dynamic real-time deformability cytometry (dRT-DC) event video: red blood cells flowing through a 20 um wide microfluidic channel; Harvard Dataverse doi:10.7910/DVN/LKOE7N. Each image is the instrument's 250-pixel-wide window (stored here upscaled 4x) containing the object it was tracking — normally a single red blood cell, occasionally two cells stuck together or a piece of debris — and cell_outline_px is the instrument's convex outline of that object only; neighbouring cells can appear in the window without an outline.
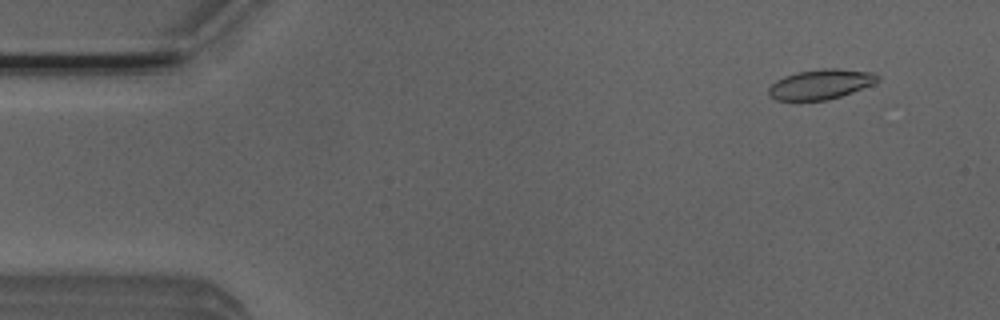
{"species": "Egyptian fruit bat (a non-hibernating species)", "species_latin": "Rousettus aegyptiacus", "temperature_condition": "room temperature", "stored_images_in_passage": 23, "camera_frame_rate_fps": 3000, "um_per_image_px": 0.085, "animal": {"sex": "male"}, "frame": {"image": 1, "passage_image": 5, "time_ms": 1.333, "image_size_px": [1000, 320], "cell_outline_px": [[880, 80], [872, 84], [852, 92], [828, 100], [776, 100], [768, 96], [768, 88], [776, 80], [784, 76], [796, 72], [824, 68], [836, 68], [872, 72], [880, 76]], "centroid_in_image_um": [69.74, 7.15], "position_along_channel_um": 15.3, "area_um2": 19.02}}
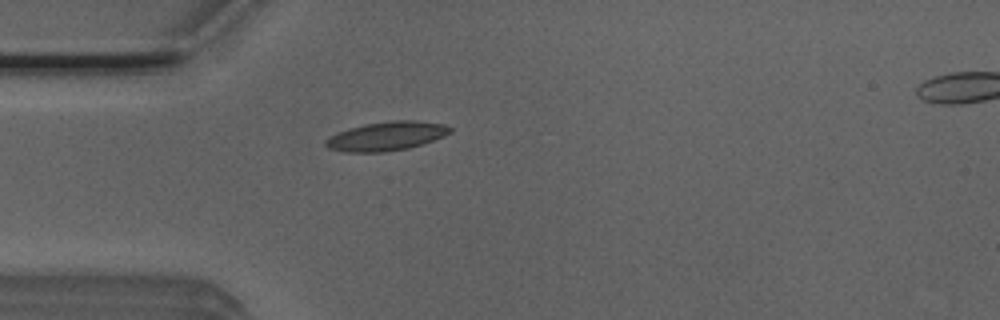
{"frame": {"image": 2, "passage_image": 15, "time_ms": 4.667, "image_size_px": [1000, 320], "cell_outline_px": [[452, 132], [444, 136], [408, 148], [384, 152], [344, 152], [328, 148], [324, 144], [324, 140], [348, 128], [364, 124], [392, 120], [412, 120], [444, 124], [452, 128]], "centroid_in_image_um": [32.84, 11.57], "position_along_channel_um": 52.2, "area_um2": 20.87}}
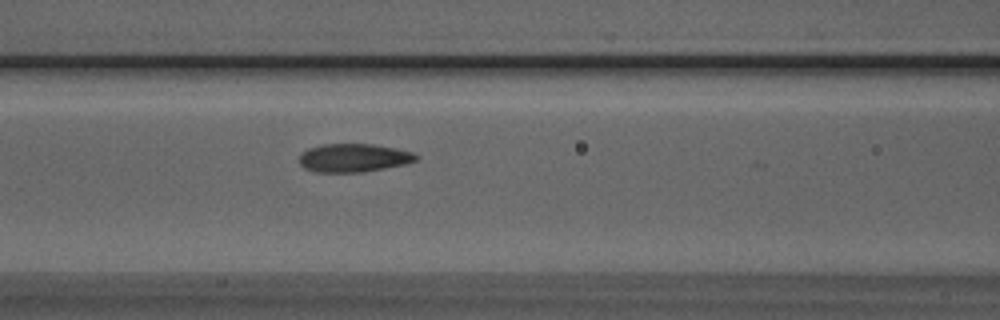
{"frame": {"image": 3, "passage_image": 22, "time_ms": 7.0, "image_size_px": [1000, 320], "cell_outline_px": [[420, 156], [416, 160], [404, 164], [364, 172], [316, 172], [304, 168], [300, 164], [300, 152], [308, 148], [320, 144], [372, 144], [396, 148], [412, 152]], "centroid_in_image_um": [30.03, 13.41], "position_along_channel_um": 136.6, "area_um2": 19.36}}